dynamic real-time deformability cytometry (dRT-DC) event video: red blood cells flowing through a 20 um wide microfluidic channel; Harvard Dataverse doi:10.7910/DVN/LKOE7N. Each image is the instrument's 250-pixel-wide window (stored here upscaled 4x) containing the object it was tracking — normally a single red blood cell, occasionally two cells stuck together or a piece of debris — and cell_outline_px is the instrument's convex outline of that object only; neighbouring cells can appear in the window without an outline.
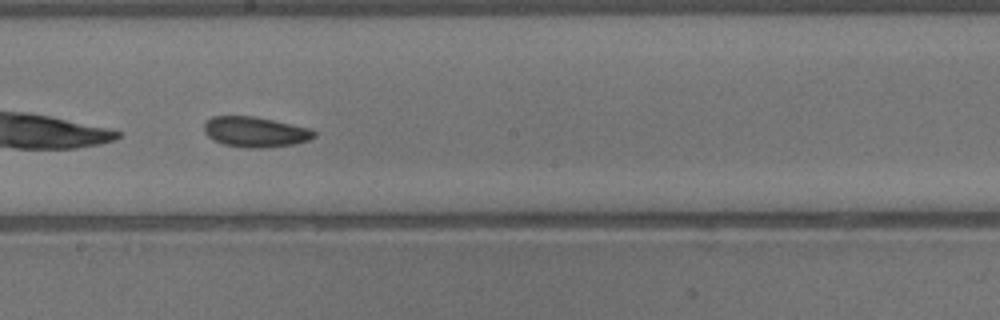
{"species": "common noctule bat (a hibernating species)", "species_latin": "Nyctalus noctula", "temperature_condition": "warm", "stored_images_in_passage": 26, "camera_frame_rate_fps": 3000, "um_per_image_px": 0.085, "animal": {"sex": "male", "body_mass_g": 13.3}, "frame": {"image": 1, "passage_image": 9, "time_ms": 2.667, "image_size_px": [1000, 320], "cell_outline_px": [[316, 136], [308, 140], [296, 144], [264, 148], [248, 148], [224, 144], [212, 140], [204, 132], [204, 124], [212, 116], [252, 116], [272, 120], [308, 128], [316, 132]], "centroid_in_image_um": [21.68, 11.22], "position_along_channel_um": 226.5, "area_um2": 19.36}}
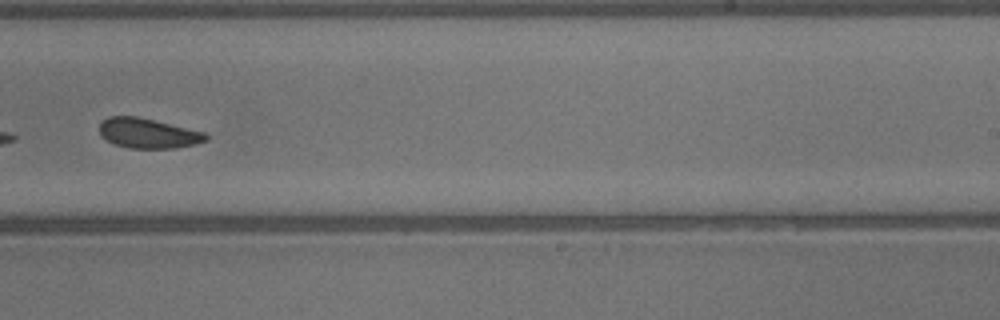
{"frame": {"image": 2, "passage_image": 12, "time_ms": 3.667, "image_size_px": [1000, 320], "cell_outline_px": [[208, 140], [196, 144], [176, 148], [132, 148], [116, 144], [100, 136], [100, 124], [108, 116], [136, 116], [204, 132], [208, 136]], "centroid_in_image_um": [12.59, 11.33], "position_along_channel_um": 276.4, "area_um2": 18.32}}